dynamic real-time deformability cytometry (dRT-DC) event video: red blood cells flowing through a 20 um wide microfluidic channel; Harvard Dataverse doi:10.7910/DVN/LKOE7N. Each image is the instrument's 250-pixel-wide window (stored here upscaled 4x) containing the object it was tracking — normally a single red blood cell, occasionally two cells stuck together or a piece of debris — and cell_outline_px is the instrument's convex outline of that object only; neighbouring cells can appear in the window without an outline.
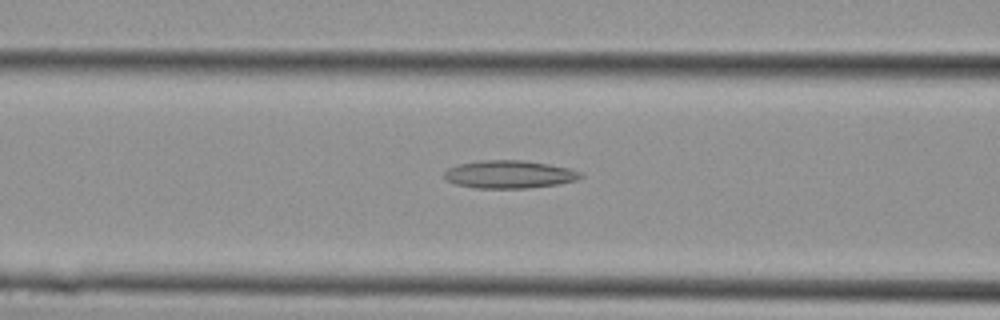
{"species": "Egyptian fruit bat (a non-hibernating species)", "species_latin": "Rousettus aegyptiacus", "temperature_condition": "cold", "stored_images_in_passage": 30, "camera_frame_rate_fps": 3000, "um_per_image_px": 0.085, "animal": {"sex": "female"}, "frame": {"image": 1, "passage_image": 12, "time_ms": 3.667, "image_size_px": [1000, 320], "cell_outline_px": [[584, 176], [576, 180], [560, 184], [528, 188], [476, 188], [456, 184], [448, 180], [444, 176], [444, 172], [448, 168], [460, 164], [484, 160], [520, 160], [548, 164], [568, 168], [580, 172]], "centroid_in_image_um": [43.31, 14.83], "position_along_channel_um": 123.3, "area_um2": 21.96}}
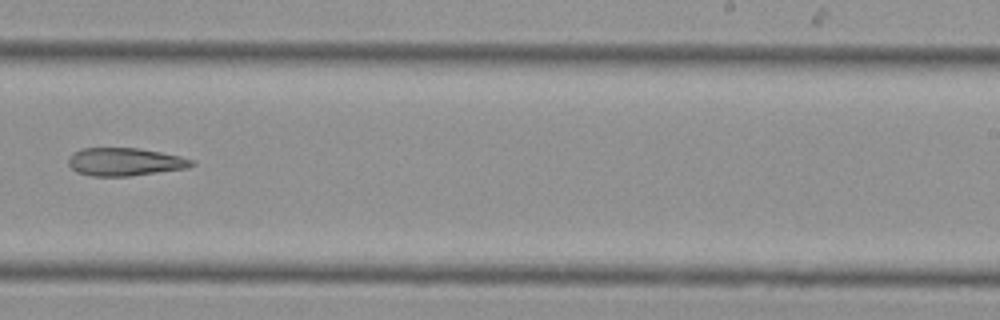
{"frame": {"image": 2, "passage_image": 19, "time_ms": 6.0, "image_size_px": [1000, 320], "cell_outline_px": [[196, 164], [188, 168], [128, 176], [92, 176], [76, 172], [68, 164], [68, 160], [80, 148], [140, 148], [180, 156], [196, 160]], "centroid_in_image_um": [10.66, 13.75], "position_along_channel_um": 278.3, "area_um2": 20.06}}
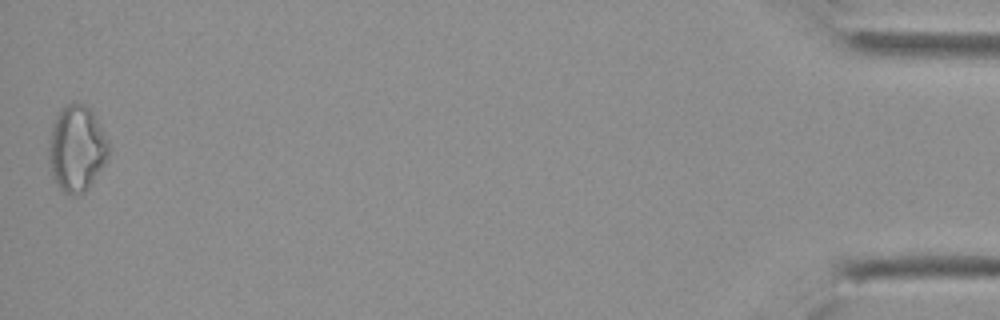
{"frame": {"image": 3, "passage_image": 30, "time_ms": 9.667, "image_size_px": [1000, 320], "cell_outline_px": [[108, 156], [104, 164], [88, 188], [84, 192], [76, 196], [72, 196], [64, 192], [60, 188], [52, 176], [48, 156], [48, 152], [52, 124], [60, 108], [64, 104], [72, 100], [84, 104], [92, 108], [108, 140]], "centroid_in_image_um": [6.51, 12.57], "position_along_channel_um": 428.7, "area_um2": 30.4}}